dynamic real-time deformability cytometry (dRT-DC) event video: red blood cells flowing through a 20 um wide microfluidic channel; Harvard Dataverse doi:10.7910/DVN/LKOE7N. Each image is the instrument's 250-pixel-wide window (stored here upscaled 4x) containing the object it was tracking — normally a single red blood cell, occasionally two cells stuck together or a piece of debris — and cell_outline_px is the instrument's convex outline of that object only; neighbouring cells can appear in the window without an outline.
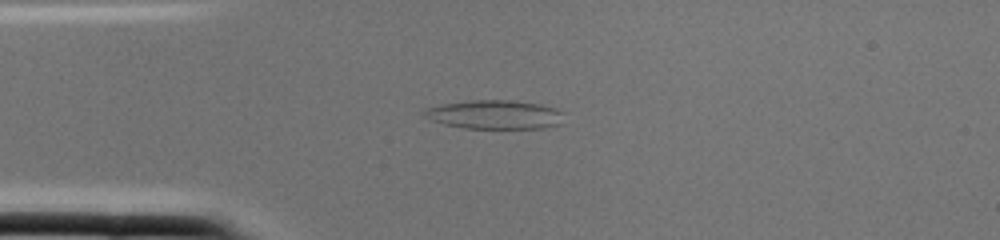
{"species": "common noctule bat (a hibernating species)", "species_latin": "Nyctalus noctula", "temperature_condition": "cold", "stored_images_in_passage": 3, "camera_frame_rate_fps": 3000, "um_per_image_px": 0.085, "animal": {"sex": "female", "body_mass_g": 22.0, "forearm_length_mm": 56.7}, "frame": {"image": 1, "passage_image": 2, "time_ms": 0.333, "image_size_px": [1000, 240], "cell_outline_px": [[564, 112], [560, 124], [544, 128], [464, 128], [444, 124], [432, 120], [424, 116], [424, 112], [428, 108], [444, 104], [472, 100], [508, 100], [540, 104], [556, 108]], "centroid_in_image_um": [42.1, 9.74], "position_along_channel_um": 42.9, "area_um2": 23.29}}